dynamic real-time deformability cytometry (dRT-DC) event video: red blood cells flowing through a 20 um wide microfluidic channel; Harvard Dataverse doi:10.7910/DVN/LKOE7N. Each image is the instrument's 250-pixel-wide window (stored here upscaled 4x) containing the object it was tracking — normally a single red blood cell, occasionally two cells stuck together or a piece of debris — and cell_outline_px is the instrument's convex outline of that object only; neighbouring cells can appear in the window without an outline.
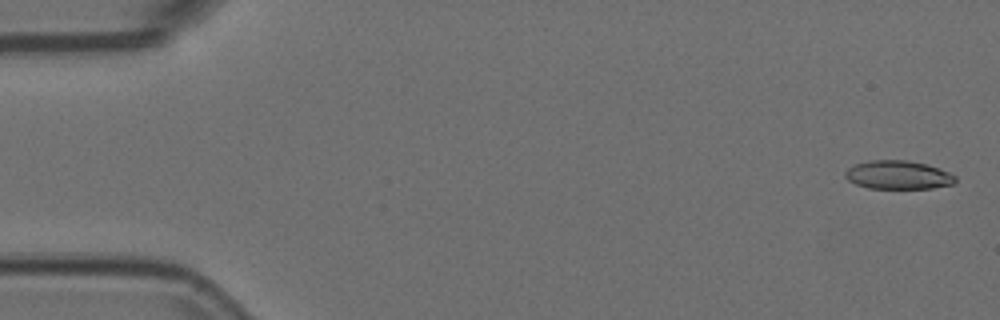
{"species": "Egyptian fruit bat (a non-hibernating species)", "species_latin": "Rousettus aegyptiacus", "temperature_condition": "room temperature", "stored_images_in_passage": 4, "camera_frame_rate_fps": 3000, "um_per_image_px": 0.085, "animal": {"sex": "female"}, "frame": {"image": 1, "passage_image": 1, "time_ms": 0.0, "image_size_px": [1000, 320], "cell_outline_px": [[956, 180], [952, 184], [932, 188], [868, 188], [856, 184], [848, 180], [844, 176], [844, 172], [848, 168], [856, 164], [868, 160], [908, 160], [924, 164], [948, 172], [956, 176]], "centroid_in_image_um": [76.3, 14.87], "position_along_channel_um": 8.7, "area_um2": 18.15}}
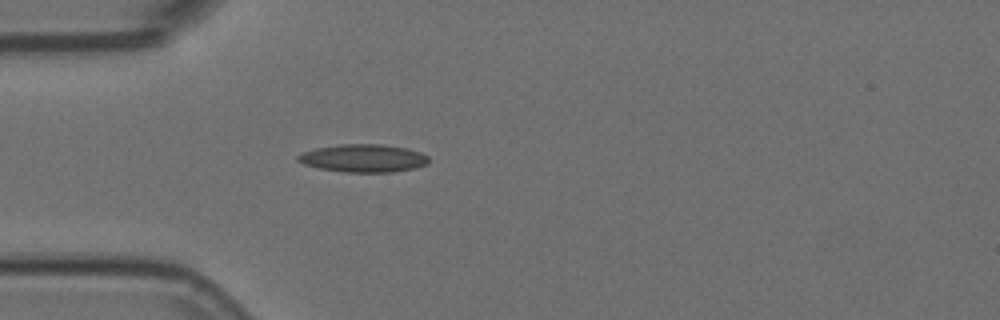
{"frame": {"image": 2, "passage_image": 4, "time_ms": 1.0, "image_size_px": [1000, 320], "cell_outline_px": [[428, 164], [416, 168], [392, 172], [344, 172], [320, 168], [304, 164], [296, 160], [296, 156], [304, 152], [316, 148], [340, 144], [384, 144], [408, 148], [420, 152], [428, 156]], "centroid_in_image_um": [30.91, 13.44], "position_along_channel_um": 54.1, "area_um2": 21.33}}